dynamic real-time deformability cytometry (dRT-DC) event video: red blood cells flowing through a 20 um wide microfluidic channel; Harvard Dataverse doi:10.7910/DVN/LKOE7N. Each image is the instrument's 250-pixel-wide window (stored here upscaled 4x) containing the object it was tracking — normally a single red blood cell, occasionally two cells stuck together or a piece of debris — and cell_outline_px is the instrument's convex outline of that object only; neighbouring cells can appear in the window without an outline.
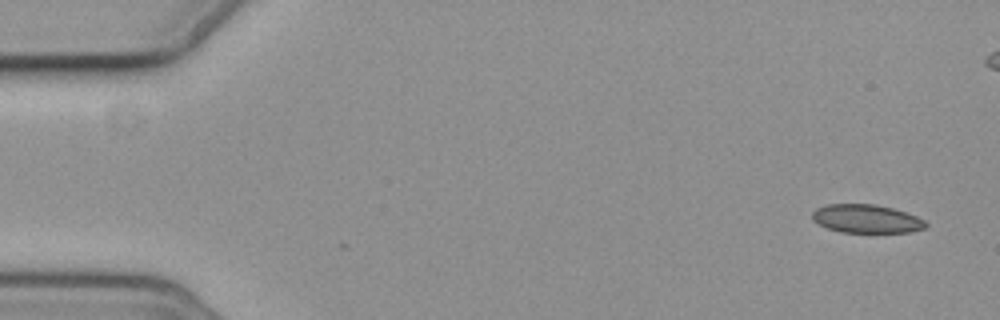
{"species": "common noctule bat (a hibernating species)", "species_latin": "Nyctalus noctula", "temperature_condition": "cold", "stored_images_in_passage": 3, "camera_frame_rate_fps": 3000, "um_per_image_px": 0.085, "animal": {"sex": "female", "body_mass_g": 19.3, "forearm_length_mm": 54.1}, "frame": {"image": 1, "passage_image": 1, "time_ms": 0.0, "image_size_px": [1000, 320], "cell_outline_px": [[928, 224], [924, 228], [912, 232], [840, 232], [828, 228], [812, 220], [812, 212], [816, 208], [828, 204], [876, 204], [892, 208], [916, 216], [924, 220]], "centroid_in_image_um": [73.63, 18.59], "position_along_channel_um": 11.4, "area_um2": 18.73}}